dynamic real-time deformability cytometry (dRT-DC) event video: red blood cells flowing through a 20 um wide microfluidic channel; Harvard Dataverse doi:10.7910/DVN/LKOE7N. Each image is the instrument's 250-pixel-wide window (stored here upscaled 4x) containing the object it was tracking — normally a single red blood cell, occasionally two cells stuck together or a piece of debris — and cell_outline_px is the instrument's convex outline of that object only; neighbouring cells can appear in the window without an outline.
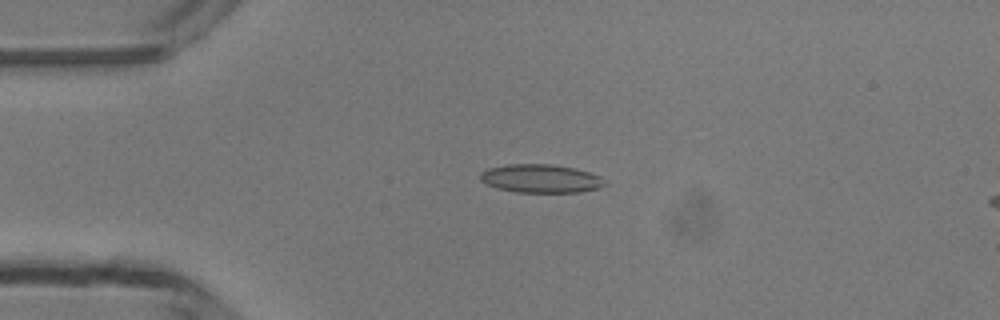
{"species": "common noctule bat (a hibernating species)", "species_latin": "Nyctalus noctula", "temperature_condition": "room temperature", "stored_images_in_passage": 27, "camera_frame_rate_fps": 3000, "um_per_image_px": 0.085, "animal": {"sex": "male", "body_mass_g": 13.3}, "frame": {"image": 1, "passage_image": 12, "time_ms": 3.667, "image_size_px": [1000, 320], "cell_outline_px": [[604, 184], [596, 188], [576, 192], [516, 192], [496, 188], [480, 180], [480, 172], [488, 168], [508, 164], [552, 164], [572, 168], [588, 172], [600, 176]], "centroid_in_image_um": [45.88, 15.17], "position_along_channel_um": 39.1, "area_um2": 20.29}}
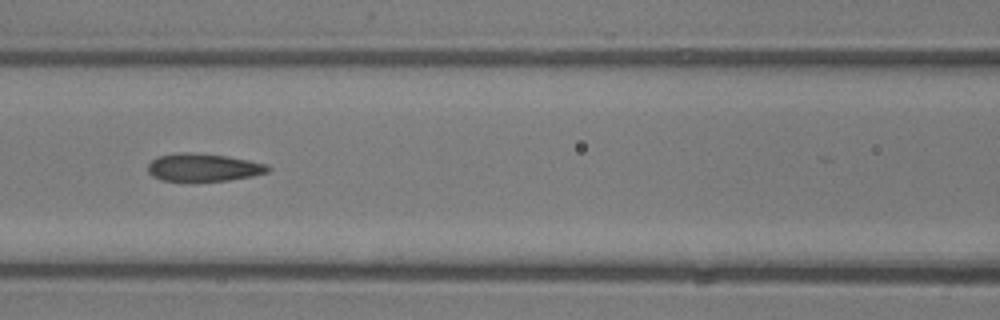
{"frame": {"image": 2, "passage_image": 22, "time_ms": 7.0, "image_size_px": [1000, 320], "cell_outline_px": [[272, 168], [268, 172], [252, 176], [228, 180], [160, 180], [152, 176], [148, 172], [148, 164], [152, 160], [160, 156], [180, 152], [188, 152], [228, 156], [268, 164]], "centroid_in_image_um": [17.31, 14.22], "position_along_channel_um": 149.3, "area_um2": 19.25}}
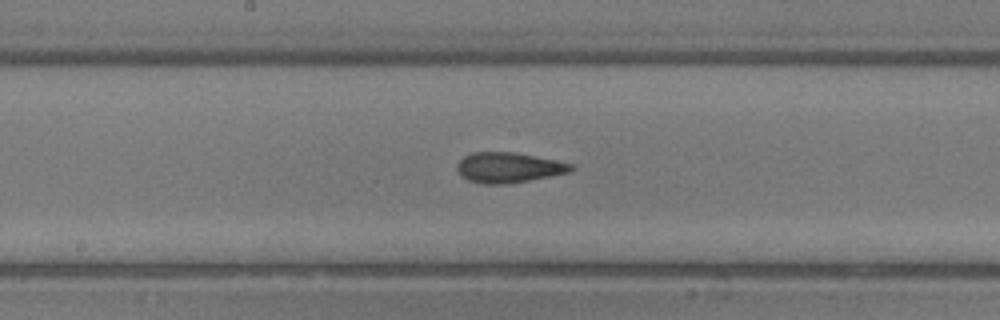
{"frame": {"image": 3, "passage_image": 26, "time_ms": 8.333, "image_size_px": [1000, 320], "cell_outline_px": [[576, 168], [568, 172], [508, 184], [480, 184], [468, 180], [460, 176], [456, 168], [456, 164], [464, 156], [472, 152], [516, 152], [556, 160], [572, 164]], "centroid_in_image_um": [43.18, 14.24], "position_along_channel_um": 205.0, "area_um2": 20.17}}